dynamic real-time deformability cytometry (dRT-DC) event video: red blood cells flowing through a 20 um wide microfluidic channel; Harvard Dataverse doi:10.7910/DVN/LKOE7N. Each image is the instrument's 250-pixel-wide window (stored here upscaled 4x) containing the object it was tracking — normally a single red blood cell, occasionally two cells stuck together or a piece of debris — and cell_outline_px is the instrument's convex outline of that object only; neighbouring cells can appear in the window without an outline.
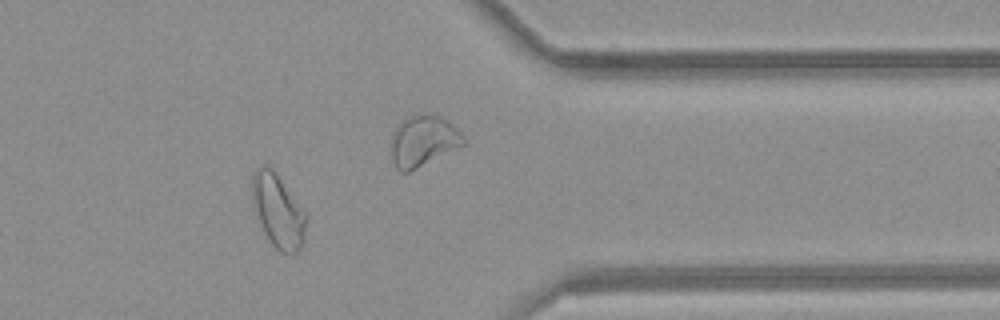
{"species": "common noctule bat (a hibernating species)", "species_latin": "Nyctalus noctula", "temperature_condition": "room temperature", "stored_images_in_passage": 31, "camera_frame_rate_fps": 3000, "um_per_image_px": 0.085, "animal": {"sex": "female", "body_mass_g": 21.9}, "frame": {"image": 1, "passage_image": 27, "time_ms": 8.667, "image_size_px": [1000, 320], "cell_outline_px": [[308, 216], [304, 244], [296, 252], [280, 252], [268, 240], [264, 232], [252, 196], [252, 176], [256, 168], [264, 164], [272, 168], [276, 172]], "centroid_in_image_um": [23.67, 17.92], "position_along_channel_um": 387.7, "area_um2": 22.89}, "authors_computed_cell_mechanics": {"area_um2": 19.8254, "velocity_mm_per_s": 4.2486, "shape_relaxation_time_tau1_ms": null, "shape_relaxation_time_tau2_ms": 2.3391, "deformation_change_tau1": null, "deformation_change_tau2": 0.0757}}